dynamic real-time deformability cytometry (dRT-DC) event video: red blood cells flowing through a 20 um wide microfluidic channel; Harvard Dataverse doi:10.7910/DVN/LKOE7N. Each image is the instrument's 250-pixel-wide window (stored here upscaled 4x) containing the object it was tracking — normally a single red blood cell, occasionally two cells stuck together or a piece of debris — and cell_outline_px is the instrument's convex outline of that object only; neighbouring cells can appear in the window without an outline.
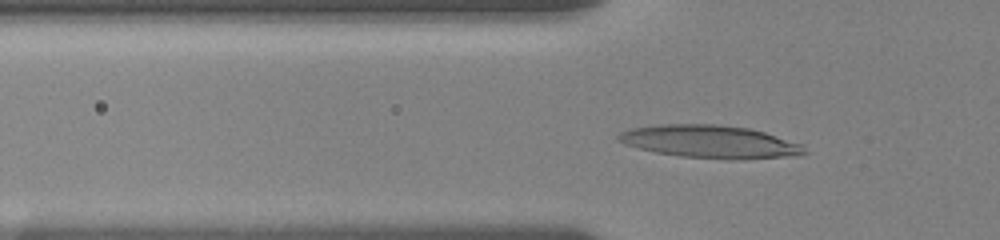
{"species": "human", "species_latin": "Homo sapiens", "temperature_condition": "room temperature", "stored_images_in_passage": 54, "camera_frame_rate_fps": 3000, "um_per_image_px": 0.085, "donor": {"sex": "female"}, "frame": {"image": 1, "passage_image": 17, "time_ms": 5.333, "image_size_px": [1000, 240], "cell_outline_px": [[808, 152], [796, 156], [680, 156], [656, 152], [624, 144], [616, 140], [616, 136], [620, 132], [632, 128], [660, 124], [720, 124], [748, 128], [764, 132], [800, 144]], "centroid_in_image_um": [60.22, 11.98], "position_along_channel_um": 65.6, "area_um2": 33.87}}
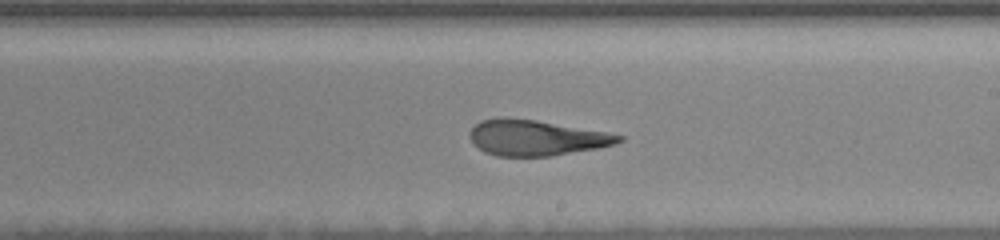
{"frame": {"image": 2, "passage_image": 32, "time_ms": 10.333, "image_size_px": [1000, 240], "cell_outline_px": [[624, 140], [616, 144], [596, 148], [552, 156], [496, 156], [484, 152], [472, 144], [468, 136], [472, 128], [480, 120], [500, 116], [536, 120], [604, 132], [624, 136]], "centroid_in_image_um": [45.5, 11.71], "position_along_channel_um": 243.5, "area_um2": 30.98}}
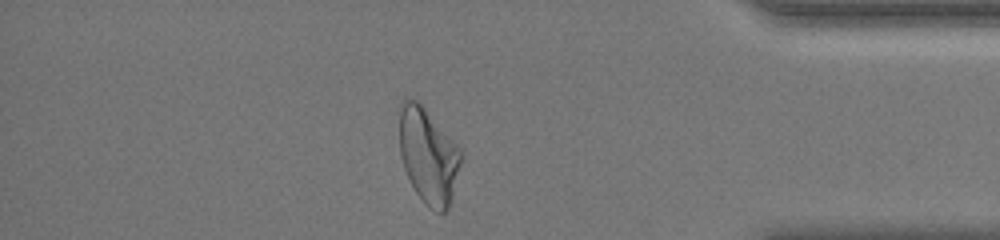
{"frame": {"image": 3, "passage_image": 47, "time_ms": 15.333, "image_size_px": [1000, 240], "cell_outline_px": [[464, 152], [452, 196], [448, 208], [444, 212], [436, 212], [424, 204], [416, 192], [404, 168], [400, 156], [400, 104], [404, 96], [416, 100], [424, 108]], "centroid_in_image_um": [36.41, 13.24], "position_along_channel_um": 398.8, "area_um2": 34.04}, "authors_computed_cell_mechanics": {"area_um2": 32.079, "velocity_mm_per_s": 3.6062, "shape_relaxation_time_tau1_ms": 7.0818, "shape_relaxation_time_tau2_ms": 1.7203, "deformation_change_tau1": 0.2599, "deformation_change_tau2": 0.1155}}